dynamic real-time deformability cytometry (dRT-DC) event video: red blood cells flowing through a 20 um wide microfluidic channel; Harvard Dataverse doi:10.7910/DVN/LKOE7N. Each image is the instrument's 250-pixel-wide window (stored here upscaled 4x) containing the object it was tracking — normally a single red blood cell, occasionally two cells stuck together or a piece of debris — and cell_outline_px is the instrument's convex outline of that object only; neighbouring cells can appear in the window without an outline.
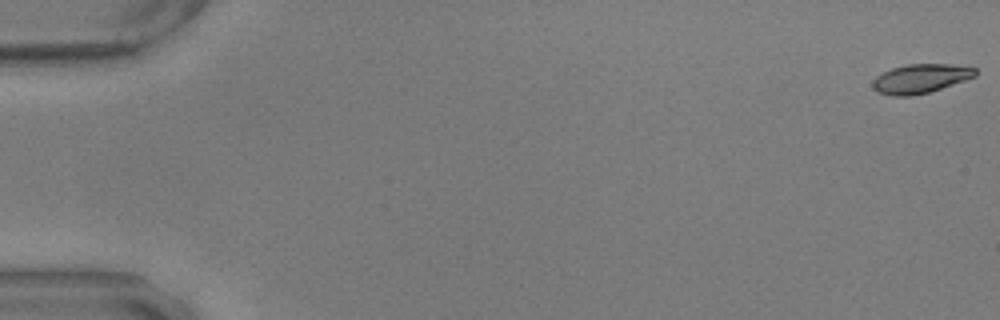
{"species": "common noctule bat (a hibernating species)", "species_latin": "Nyctalus noctula", "temperature_condition": "warm", "stored_images_in_passage": 30, "camera_frame_rate_fps": 3000, "um_per_image_px": 0.085, "animal": {"sex": "male", "body_mass_g": 17.9, "forearm_length_mm": 54.2}, "frame": {"image": 1, "passage_image": 1, "time_ms": 0.0, "image_size_px": [1000, 320], "cell_outline_px": [[976, 76], [928, 92], [912, 96], [892, 96], [876, 92], [872, 88], [872, 80], [876, 76], [892, 68], [908, 64], [952, 64], [976, 68]], "centroid_in_image_um": [78.19, 6.68], "position_along_channel_um": 6.8, "area_um2": 17.34}}
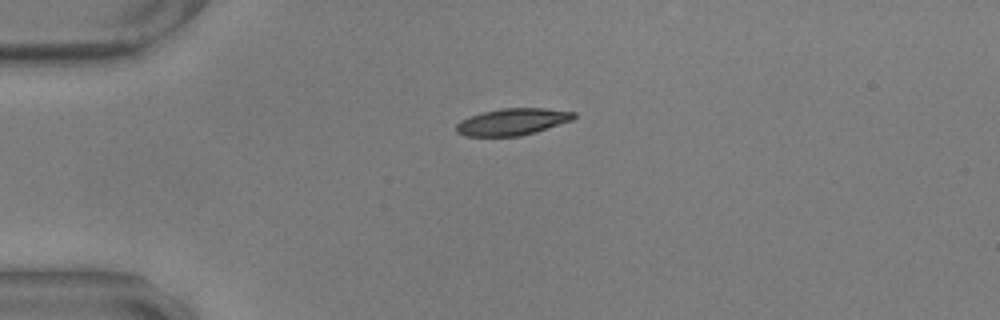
{"frame": {"image": 2, "passage_image": 15, "time_ms": 4.667, "image_size_px": [1000, 320], "cell_outline_px": [[576, 116], [572, 120], [536, 132], [520, 136], [464, 136], [456, 132], [456, 124], [460, 120], [468, 116], [500, 108], [544, 108], [576, 112]], "centroid_in_image_um": [43.54, 10.35], "position_along_channel_um": 41.5, "area_um2": 18.44}}
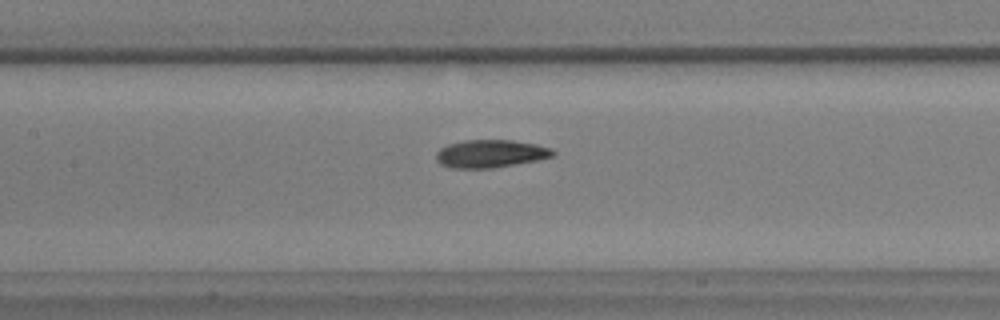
{"frame": {"image": 3, "passage_image": 28, "time_ms": 9.0, "image_size_px": [1000, 320], "cell_outline_px": [[556, 156], [516, 164], [492, 168], [448, 168], [440, 164], [436, 160], [436, 152], [440, 148], [448, 144], [464, 140], [512, 140], [536, 144], [552, 148], [556, 152]], "centroid_in_image_um": [41.69, 13.06], "position_along_channel_um": 165.7, "area_um2": 19.13}}